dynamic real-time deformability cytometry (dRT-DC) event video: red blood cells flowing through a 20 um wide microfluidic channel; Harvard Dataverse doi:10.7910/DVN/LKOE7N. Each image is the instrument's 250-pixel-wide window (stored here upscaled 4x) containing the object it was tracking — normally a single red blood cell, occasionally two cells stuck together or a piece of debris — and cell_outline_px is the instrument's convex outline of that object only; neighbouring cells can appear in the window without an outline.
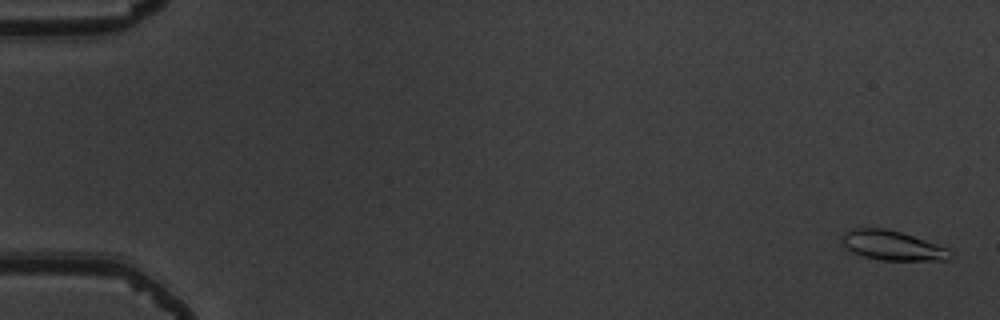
{"species": "common noctule bat (a hibernating species)", "species_latin": "Nyctalus noctula", "temperature_condition": "warm", "stored_images_in_passage": 54, "camera_frame_rate_fps": 3000, "um_per_image_px": 0.085, "animal": {"sex": "male", "body_mass_g": 19.5, "forearm_length_mm": 54.6}, "frame": {"image": 1, "passage_image": 2, "time_ms": 0.333, "image_size_px": [1000, 320], "cell_outline_px": [[952, 256], [948, 260], [880, 260], [864, 256], [852, 252], [840, 240], [840, 236], [844, 232], [852, 228], [884, 228], [900, 232], [948, 248]], "centroid_in_image_um": [75.81, 20.86], "position_along_channel_um": 9.2, "area_um2": 18.5}}
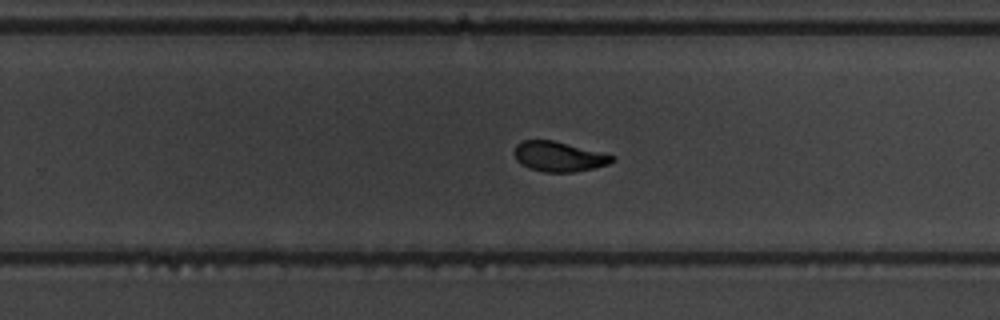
{"frame": {"image": 2, "passage_image": 36, "time_ms": 11.667, "image_size_px": [1000, 320], "cell_outline_px": [[616, 160], [608, 164], [592, 168], [572, 172], [544, 172], [528, 168], [520, 164], [516, 160], [512, 152], [516, 144], [520, 140], [552, 140], [616, 156]], "centroid_in_image_um": [47.44, 13.3], "position_along_channel_um": 282.4, "area_um2": 17.17}}
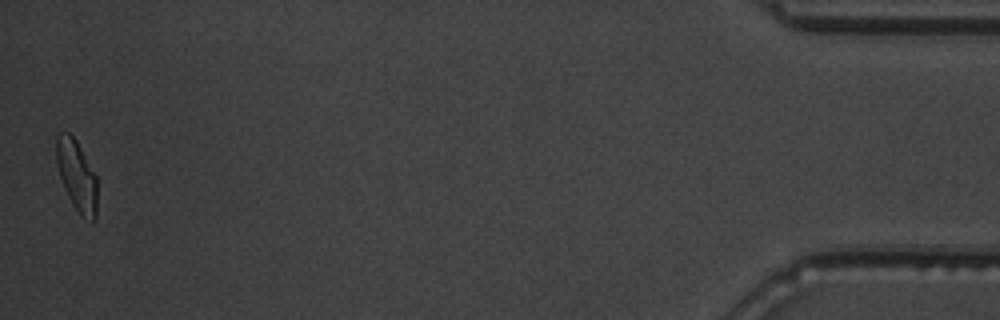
{"frame": {"image": 3, "passage_image": 54, "time_ms": 17.667, "image_size_px": [1000, 320], "cell_outline_px": [[96, 220], [92, 224], [84, 220], [80, 216], [72, 204], [68, 196], [60, 176], [56, 164], [56, 132], [68, 132], [76, 140], [96, 172]], "centroid_in_image_um": [6.53, 14.95], "position_along_channel_um": 428.7, "area_um2": 17.28}, "authors_computed_cell_mechanics": {"area_um2": 17.6001, "velocity_mm_per_s": 3.8506, "shape_relaxation_time_tau1_ms": 3.6393, "shape_relaxation_time_tau2_ms": 2.8529, "deformation_change_tau1": 0.1685, "deformation_change_tau2": 0.0548}}